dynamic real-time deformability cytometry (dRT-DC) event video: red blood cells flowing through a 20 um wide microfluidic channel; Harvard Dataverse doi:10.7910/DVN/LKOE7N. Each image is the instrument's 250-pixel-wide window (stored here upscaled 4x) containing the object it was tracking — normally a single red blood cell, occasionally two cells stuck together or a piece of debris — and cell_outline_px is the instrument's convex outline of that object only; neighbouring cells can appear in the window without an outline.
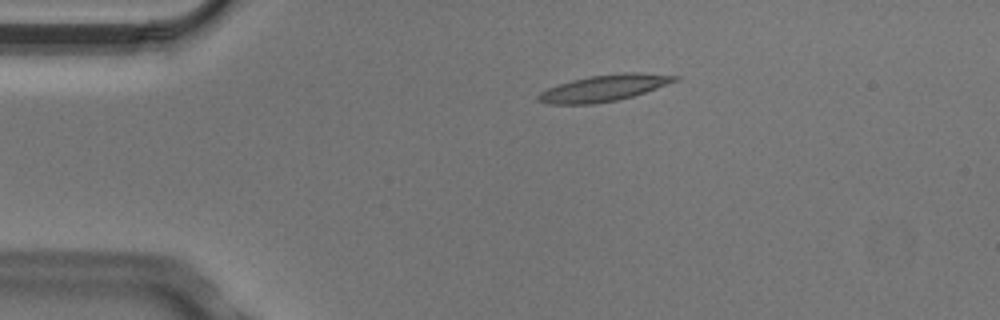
{"species": "Egyptian fruit bat (a non-hibernating species)", "species_latin": "Rousettus aegyptiacus", "temperature_condition": "cold", "stored_images_in_passage": 2, "camera_frame_rate_fps": 3000, "um_per_image_px": 0.085, "animal": {"sex": "male"}, "frame": {"image": 1, "passage_image": 1, "time_ms": 0.0, "image_size_px": [1000, 320], "cell_outline_px": [[680, 80], [632, 96], [616, 100], [592, 104], [548, 104], [536, 100], [536, 96], [540, 92], [548, 88], [572, 80], [592, 76], [624, 72], [640, 72], [680, 76]], "centroid_in_image_um": [51.34, 7.48], "position_along_channel_um": 33.7, "area_um2": 20.87}}